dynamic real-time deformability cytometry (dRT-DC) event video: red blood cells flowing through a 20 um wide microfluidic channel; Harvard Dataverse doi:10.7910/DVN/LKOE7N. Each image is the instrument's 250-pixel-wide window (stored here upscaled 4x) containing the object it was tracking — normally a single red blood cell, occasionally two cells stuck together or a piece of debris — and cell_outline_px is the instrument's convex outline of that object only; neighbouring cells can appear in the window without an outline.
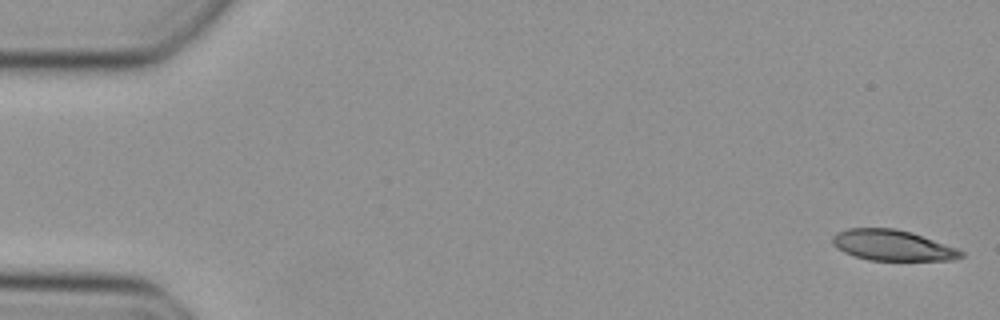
{"species": "Egyptian fruit bat (a non-hibernating species)", "species_latin": "Rousettus aegyptiacus", "temperature_condition": "cold", "stored_images_in_passage": 48, "camera_frame_rate_fps": 3000, "um_per_image_px": 0.085, "animal": {"sex": "female"}, "frame": {"image": 1, "passage_image": 1, "time_ms": 0.0, "image_size_px": [1000, 320], "cell_outline_px": [[964, 256], [952, 260], [868, 260], [844, 252], [836, 248], [832, 244], [832, 236], [836, 232], [848, 228], [892, 228], [908, 232], [956, 248], [964, 252]], "centroid_in_image_um": [75.8, 20.86], "position_along_channel_um": 9.2, "area_um2": 22.66}}
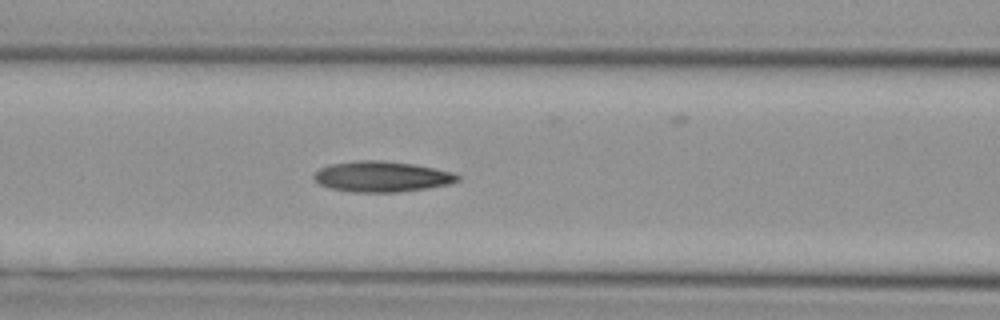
{"frame": {"image": 2, "passage_image": 20, "time_ms": 6.333, "image_size_px": [1000, 320], "cell_outline_px": [[460, 180], [448, 184], [400, 192], [352, 192], [332, 188], [320, 184], [312, 176], [320, 168], [332, 164], [356, 160], [380, 160], [412, 164], [452, 172], [460, 176]], "centroid_in_image_um": [32.44, 15.01], "position_along_channel_um": 134.2, "area_um2": 25.32}}
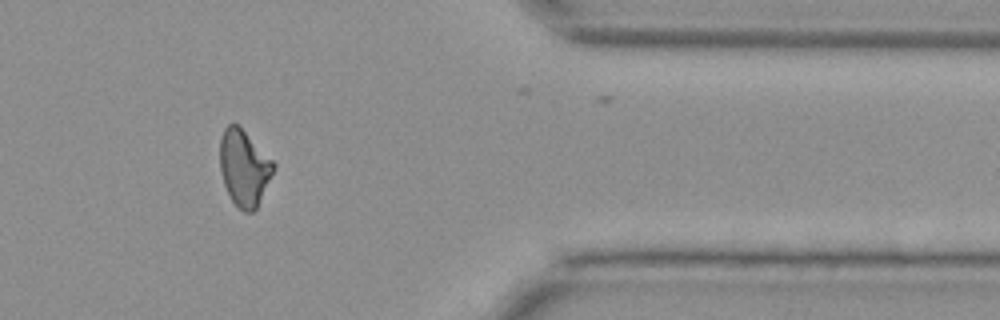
{"frame": {"image": 3, "passage_image": 40, "time_ms": 13.0, "image_size_px": [1000, 320], "cell_outline_px": [[276, 164], [256, 208], [252, 212], [244, 212], [232, 200], [224, 184], [220, 172], [220, 140], [224, 128], [228, 124], [236, 124]], "centroid_in_image_um": [20.71, 14.27], "position_along_channel_um": 390.7, "area_um2": 23.0}}